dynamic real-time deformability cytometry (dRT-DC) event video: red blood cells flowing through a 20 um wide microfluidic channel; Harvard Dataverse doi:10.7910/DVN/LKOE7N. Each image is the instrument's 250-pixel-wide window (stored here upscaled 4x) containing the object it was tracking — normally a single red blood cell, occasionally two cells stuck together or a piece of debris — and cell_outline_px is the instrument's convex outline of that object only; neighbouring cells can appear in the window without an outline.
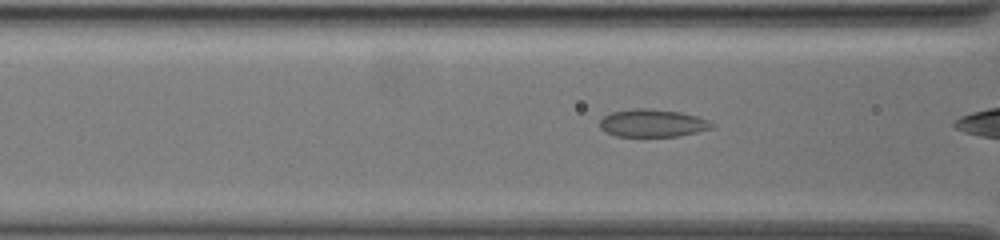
{"species": "common noctule bat (a hibernating species)", "species_latin": "Nyctalus noctula", "temperature_condition": "warm", "stored_images_in_passage": 42, "camera_frame_rate_fps": 3000, "um_per_image_px": 0.085, "animal": {"sex": "female", "body_mass_g": 19.5, "forearm_length_mm": 54.1}, "frame": {"image": 1, "passage_image": 23, "time_ms": 7.333, "image_size_px": [1000, 240], "cell_outline_px": [[716, 124], [712, 128], [696, 132], [676, 136], [616, 136], [600, 128], [600, 120], [604, 116], [612, 112], [636, 108], [648, 108], [680, 112], [696, 116], [708, 120]], "centroid_in_image_um": [55.48, 10.46], "position_along_channel_um": 111.1, "area_um2": 17.92}}
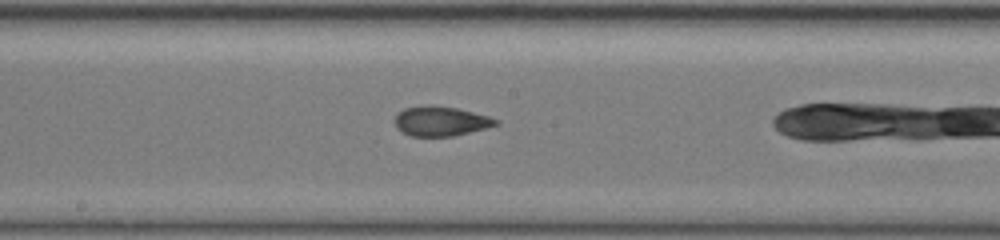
{"frame": {"image": 2, "passage_image": 31, "time_ms": 10.0, "image_size_px": [1000, 240], "cell_outline_px": [[500, 124], [452, 136], [412, 136], [396, 128], [396, 116], [404, 108], [456, 108], [488, 116], [500, 120]], "centroid_in_image_um": [37.52, 10.34], "position_along_channel_um": 210.7, "area_um2": 16.47}}
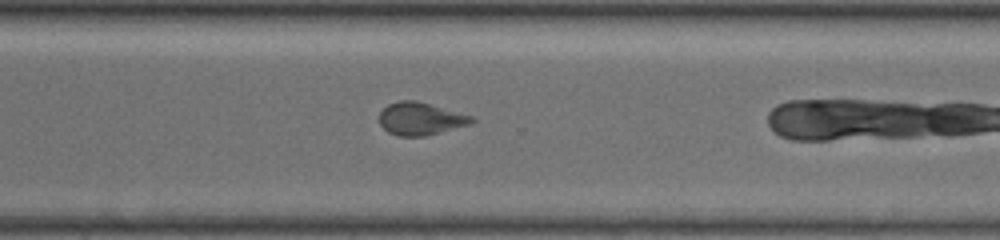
{"frame": {"image": 3, "passage_image": 41, "time_ms": 13.333, "image_size_px": [1000, 240], "cell_outline_px": [[476, 120], [472, 124], [424, 136], [400, 136], [388, 132], [380, 124], [380, 112], [388, 104], [400, 100], [416, 100], [472, 116]], "centroid_in_image_um": [35.75, 10.09], "position_along_channel_um": 334.8, "area_um2": 17.46}}